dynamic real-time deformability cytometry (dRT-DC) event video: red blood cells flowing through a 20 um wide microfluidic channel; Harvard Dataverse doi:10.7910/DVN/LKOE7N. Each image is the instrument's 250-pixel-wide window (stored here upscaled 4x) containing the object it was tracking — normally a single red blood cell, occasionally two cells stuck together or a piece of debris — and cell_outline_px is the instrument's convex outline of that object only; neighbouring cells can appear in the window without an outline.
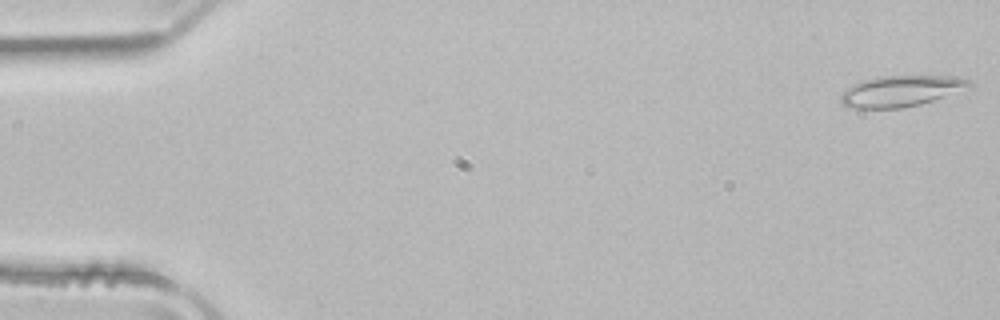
{"species": "common noctule bat (a hibernating species)", "species_latin": "Nyctalus noctula", "temperature_condition": "room temperature", "stored_images_in_passage": 51, "camera_frame_rate_fps": 3000, "um_per_image_px": 0.085, "animal": {"sex": "male", "body_mass_g": 21.5, "forearm_length_mm": 52.0}, "frame": {"image": 1, "passage_image": 1, "time_ms": 0.0, "image_size_px": [1000, 320], "cell_outline_px": [[972, 88], [920, 104], [900, 108], [856, 108], [844, 104], [840, 100], [840, 96], [852, 84], [876, 76], [956, 76], [968, 80], [972, 84]], "centroid_in_image_um": [76.63, 7.73], "position_along_channel_um": 8.4, "area_um2": 23.12}}
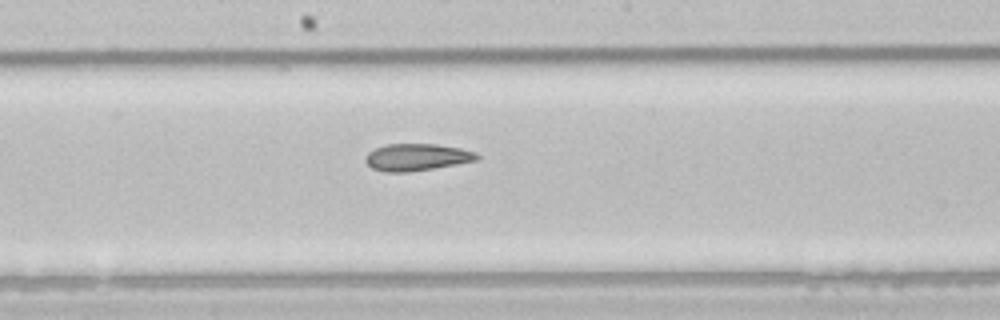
{"frame": {"image": 2, "passage_image": 27, "time_ms": 8.667, "image_size_px": [1000, 320], "cell_outline_px": [[480, 160], [408, 172], [384, 172], [372, 168], [364, 160], [364, 156], [368, 152], [384, 144], [436, 144], [460, 148], [476, 152], [480, 156]], "centroid_in_image_um": [35.42, 13.36], "position_along_channel_um": 212.8, "area_um2": 17.63}}
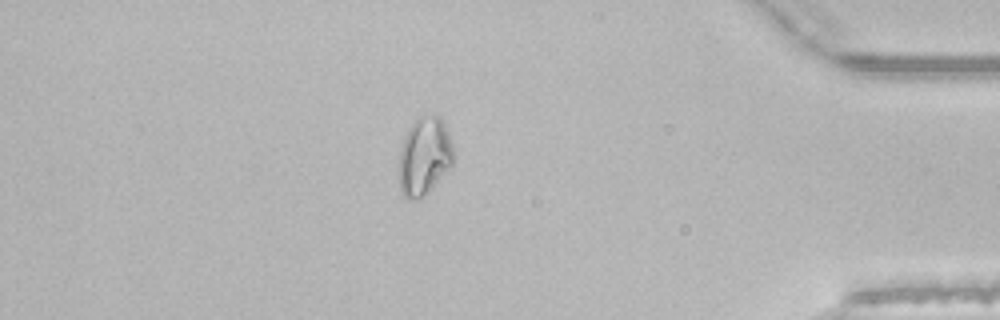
{"frame": {"image": 3, "passage_image": 44, "time_ms": 14.333, "image_size_px": [1000, 320], "cell_outline_px": [[456, 152], [452, 164], [432, 188], [424, 196], [416, 200], [408, 200], [404, 196], [400, 188], [396, 168], [400, 148], [404, 136], [412, 124], [420, 116], [440, 116], [444, 124]], "centroid_in_image_um": [36.04, 13.32], "position_along_channel_um": 399.2, "area_um2": 25.2}, "authors_computed_cell_mechanics": {"area_um2": 20.7502, "velocity_mm_per_s": 3.9691, "shape_relaxation_time_tau1_ms": null, "shape_relaxation_time_tau2_ms": 4.1309, "deformation_change_tau1": null, "deformation_change_tau2": 0.0988}}